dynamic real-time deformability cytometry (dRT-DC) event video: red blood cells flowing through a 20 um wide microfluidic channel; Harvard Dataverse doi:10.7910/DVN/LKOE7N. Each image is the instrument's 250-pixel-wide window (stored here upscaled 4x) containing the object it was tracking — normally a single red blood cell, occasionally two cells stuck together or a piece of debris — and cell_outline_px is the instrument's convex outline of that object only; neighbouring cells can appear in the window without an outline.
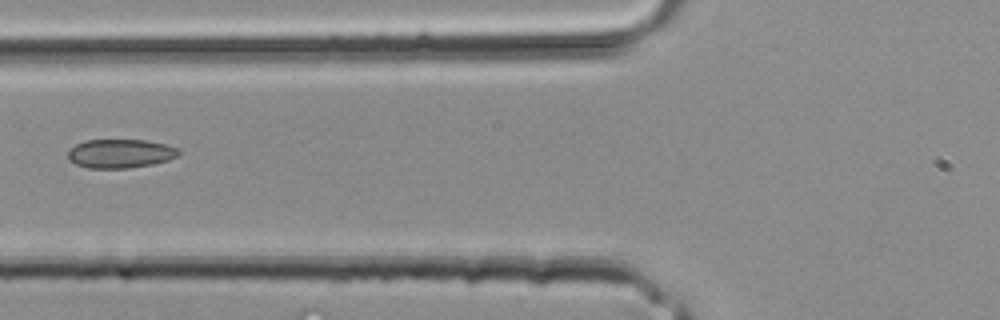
{"species": "common noctule bat (a hibernating species)", "species_latin": "Nyctalus noctula", "temperature_condition": "room temperature", "stored_images_in_passage": 3, "camera_frame_rate_fps": 3000, "um_per_image_px": 0.085, "animal": {"sex": "male", "body_mass_g": 20.4}, "frame": {"image": 1, "passage_image": 3, "time_ms": 0.667, "image_size_px": [1000, 320], "cell_outline_px": [[180, 152], [176, 156], [168, 160], [152, 164], [128, 168], [88, 168], [76, 164], [68, 160], [68, 152], [76, 144], [84, 140], [144, 140], [164, 144], [180, 148]], "centroid_in_image_um": [10.22, 13.05], "position_along_channel_um": 115.6, "area_um2": 18.55}}